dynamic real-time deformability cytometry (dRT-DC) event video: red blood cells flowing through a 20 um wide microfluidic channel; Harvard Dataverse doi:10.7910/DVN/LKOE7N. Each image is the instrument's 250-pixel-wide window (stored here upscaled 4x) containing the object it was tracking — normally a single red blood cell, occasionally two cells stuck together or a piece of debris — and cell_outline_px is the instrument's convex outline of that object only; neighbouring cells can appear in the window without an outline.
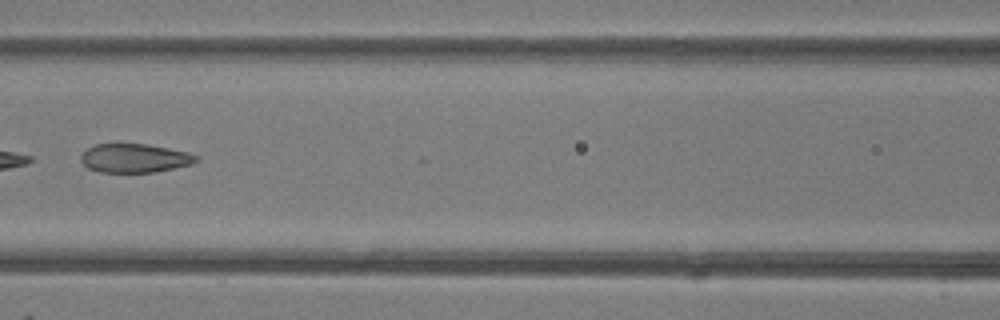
{"species": "common noctule bat (a hibernating species)", "species_latin": "Nyctalus noctula", "temperature_condition": "room temperature", "stored_images_in_passage": 5, "camera_frame_rate_fps": 3000, "um_per_image_px": 0.085, "animal": {"sex": "female"}, "frame": {"image": 1, "passage_image": 5, "time_ms": 5.333, "image_size_px": [1000, 320], "cell_outline_px": [[196, 160], [192, 164], [156, 172], [100, 172], [88, 168], [80, 160], [80, 156], [88, 148], [96, 144], [116, 140], [144, 144], [168, 148], [188, 152], [196, 156]], "centroid_in_image_um": [11.37, 13.4], "position_along_channel_um": 155.2, "area_um2": 19.83}}